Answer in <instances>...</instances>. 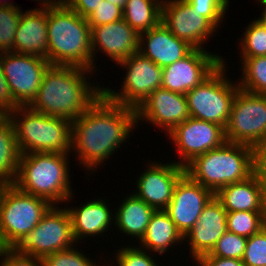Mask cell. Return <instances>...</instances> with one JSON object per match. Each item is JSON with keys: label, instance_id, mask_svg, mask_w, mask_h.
Here are the masks:
<instances>
[{"label": "cell", "instance_id": "1", "mask_svg": "<svg viewBox=\"0 0 266 266\" xmlns=\"http://www.w3.org/2000/svg\"><path fill=\"white\" fill-rule=\"evenodd\" d=\"M135 127L136 110L113 103L102 94L72 121L71 153L76 152L84 169L96 172L122 143L127 144Z\"/></svg>", "mask_w": 266, "mask_h": 266}, {"label": "cell", "instance_id": "2", "mask_svg": "<svg viewBox=\"0 0 266 266\" xmlns=\"http://www.w3.org/2000/svg\"><path fill=\"white\" fill-rule=\"evenodd\" d=\"M89 73L91 75L93 71L73 66L51 65L29 107L49 116L73 121L103 94L101 84H92L90 78H87L90 77L87 76Z\"/></svg>", "mask_w": 266, "mask_h": 266}, {"label": "cell", "instance_id": "3", "mask_svg": "<svg viewBox=\"0 0 266 266\" xmlns=\"http://www.w3.org/2000/svg\"><path fill=\"white\" fill-rule=\"evenodd\" d=\"M48 61L93 71L91 27L63 1L48 6Z\"/></svg>", "mask_w": 266, "mask_h": 266}, {"label": "cell", "instance_id": "4", "mask_svg": "<svg viewBox=\"0 0 266 266\" xmlns=\"http://www.w3.org/2000/svg\"><path fill=\"white\" fill-rule=\"evenodd\" d=\"M256 150L225 141L220 147L195 157L185 173L214 195L226 185L246 180L255 172Z\"/></svg>", "mask_w": 266, "mask_h": 266}, {"label": "cell", "instance_id": "5", "mask_svg": "<svg viewBox=\"0 0 266 266\" xmlns=\"http://www.w3.org/2000/svg\"><path fill=\"white\" fill-rule=\"evenodd\" d=\"M69 154H21L17 177L13 185L23 192L48 200L52 205L71 201Z\"/></svg>", "mask_w": 266, "mask_h": 266}, {"label": "cell", "instance_id": "6", "mask_svg": "<svg viewBox=\"0 0 266 266\" xmlns=\"http://www.w3.org/2000/svg\"><path fill=\"white\" fill-rule=\"evenodd\" d=\"M8 117L14 125L21 154L71 152L72 121L20 106Z\"/></svg>", "mask_w": 266, "mask_h": 266}, {"label": "cell", "instance_id": "7", "mask_svg": "<svg viewBox=\"0 0 266 266\" xmlns=\"http://www.w3.org/2000/svg\"><path fill=\"white\" fill-rule=\"evenodd\" d=\"M226 62L223 59V63L208 78L185 94L191 118L219 124L224 129L239 89L237 80L230 81L225 74L228 70Z\"/></svg>", "mask_w": 266, "mask_h": 266}, {"label": "cell", "instance_id": "8", "mask_svg": "<svg viewBox=\"0 0 266 266\" xmlns=\"http://www.w3.org/2000/svg\"><path fill=\"white\" fill-rule=\"evenodd\" d=\"M52 204L41 197L5 185L0 193V230L6 244L13 249L31 232Z\"/></svg>", "mask_w": 266, "mask_h": 266}, {"label": "cell", "instance_id": "9", "mask_svg": "<svg viewBox=\"0 0 266 266\" xmlns=\"http://www.w3.org/2000/svg\"><path fill=\"white\" fill-rule=\"evenodd\" d=\"M225 139L251 146L256 151L266 143V95L238 89L225 128Z\"/></svg>", "mask_w": 266, "mask_h": 266}, {"label": "cell", "instance_id": "10", "mask_svg": "<svg viewBox=\"0 0 266 266\" xmlns=\"http://www.w3.org/2000/svg\"><path fill=\"white\" fill-rule=\"evenodd\" d=\"M76 244L68 210L52 205L37 226L13 248L16 252L43 259Z\"/></svg>", "mask_w": 266, "mask_h": 266}, {"label": "cell", "instance_id": "11", "mask_svg": "<svg viewBox=\"0 0 266 266\" xmlns=\"http://www.w3.org/2000/svg\"><path fill=\"white\" fill-rule=\"evenodd\" d=\"M126 74L121 91L103 85V95L113 103L137 109L143 101L162 85V68L140 52L117 63Z\"/></svg>", "mask_w": 266, "mask_h": 266}, {"label": "cell", "instance_id": "12", "mask_svg": "<svg viewBox=\"0 0 266 266\" xmlns=\"http://www.w3.org/2000/svg\"><path fill=\"white\" fill-rule=\"evenodd\" d=\"M0 62L16 103L19 106H29L35 99L43 76L51 64L44 57L12 51L0 53Z\"/></svg>", "mask_w": 266, "mask_h": 266}, {"label": "cell", "instance_id": "13", "mask_svg": "<svg viewBox=\"0 0 266 266\" xmlns=\"http://www.w3.org/2000/svg\"><path fill=\"white\" fill-rule=\"evenodd\" d=\"M180 156L175 163L185 167L195 157L220 147L225 141V129L219 124L188 118L167 135Z\"/></svg>", "mask_w": 266, "mask_h": 266}, {"label": "cell", "instance_id": "14", "mask_svg": "<svg viewBox=\"0 0 266 266\" xmlns=\"http://www.w3.org/2000/svg\"><path fill=\"white\" fill-rule=\"evenodd\" d=\"M223 59L207 49L194 48L186 57L162 68L161 87L185 95L208 78Z\"/></svg>", "mask_w": 266, "mask_h": 266}, {"label": "cell", "instance_id": "15", "mask_svg": "<svg viewBox=\"0 0 266 266\" xmlns=\"http://www.w3.org/2000/svg\"><path fill=\"white\" fill-rule=\"evenodd\" d=\"M161 22L177 38L188 42L196 49H206V44L218 29L186 0H163Z\"/></svg>", "mask_w": 266, "mask_h": 266}, {"label": "cell", "instance_id": "16", "mask_svg": "<svg viewBox=\"0 0 266 266\" xmlns=\"http://www.w3.org/2000/svg\"><path fill=\"white\" fill-rule=\"evenodd\" d=\"M149 161L144 172L138 175L135 183L137 190L132 193L155 210H165L172 199L176 183L185 174V167L174 160L171 163Z\"/></svg>", "mask_w": 266, "mask_h": 266}, {"label": "cell", "instance_id": "17", "mask_svg": "<svg viewBox=\"0 0 266 266\" xmlns=\"http://www.w3.org/2000/svg\"><path fill=\"white\" fill-rule=\"evenodd\" d=\"M190 118L186 95L164 88L154 90L136 109V123H152L166 135L178 124Z\"/></svg>", "mask_w": 266, "mask_h": 266}, {"label": "cell", "instance_id": "18", "mask_svg": "<svg viewBox=\"0 0 266 266\" xmlns=\"http://www.w3.org/2000/svg\"><path fill=\"white\" fill-rule=\"evenodd\" d=\"M214 194L186 173L178 180L173 196L165 211L184 236L197 222L204 206Z\"/></svg>", "mask_w": 266, "mask_h": 266}, {"label": "cell", "instance_id": "19", "mask_svg": "<svg viewBox=\"0 0 266 266\" xmlns=\"http://www.w3.org/2000/svg\"><path fill=\"white\" fill-rule=\"evenodd\" d=\"M91 46L93 71L95 72L97 69V61L95 60V58L97 59V51L106 54L110 60L112 59L117 64L139 52V33L122 18L115 22L92 27Z\"/></svg>", "mask_w": 266, "mask_h": 266}, {"label": "cell", "instance_id": "20", "mask_svg": "<svg viewBox=\"0 0 266 266\" xmlns=\"http://www.w3.org/2000/svg\"><path fill=\"white\" fill-rule=\"evenodd\" d=\"M226 231L227 211L213 196L204 206L198 222L183 236V242L189 243V254L193 262L210 253Z\"/></svg>", "mask_w": 266, "mask_h": 266}, {"label": "cell", "instance_id": "21", "mask_svg": "<svg viewBox=\"0 0 266 266\" xmlns=\"http://www.w3.org/2000/svg\"><path fill=\"white\" fill-rule=\"evenodd\" d=\"M193 49L188 42L173 35L162 22L139 34V52L161 68L186 57Z\"/></svg>", "mask_w": 266, "mask_h": 266}, {"label": "cell", "instance_id": "22", "mask_svg": "<svg viewBox=\"0 0 266 266\" xmlns=\"http://www.w3.org/2000/svg\"><path fill=\"white\" fill-rule=\"evenodd\" d=\"M95 198L89 200L86 203L79 205V207H66L72 221V233L76 243L79 244L80 240L89 237L100 238L103 235L111 231V225L114 224L115 213L110 210V207L105 199ZM113 212V213H112Z\"/></svg>", "mask_w": 266, "mask_h": 266}, {"label": "cell", "instance_id": "23", "mask_svg": "<svg viewBox=\"0 0 266 266\" xmlns=\"http://www.w3.org/2000/svg\"><path fill=\"white\" fill-rule=\"evenodd\" d=\"M48 7L23 12L16 30L12 52L38 55L48 60Z\"/></svg>", "mask_w": 266, "mask_h": 266}, {"label": "cell", "instance_id": "24", "mask_svg": "<svg viewBox=\"0 0 266 266\" xmlns=\"http://www.w3.org/2000/svg\"><path fill=\"white\" fill-rule=\"evenodd\" d=\"M214 196L227 212H266L261 182L255 172L244 181L226 185Z\"/></svg>", "mask_w": 266, "mask_h": 266}, {"label": "cell", "instance_id": "25", "mask_svg": "<svg viewBox=\"0 0 266 266\" xmlns=\"http://www.w3.org/2000/svg\"><path fill=\"white\" fill-rule=\"evenodd\" d=\"M117 210L115 208L114 226L118 231L140 241L145 235L150 218L155 209L139 199L134 193L128 194ZM130 236V237H129Z\"/></svg>", "mask_w": 266, "mask_h": 266}, {"label": "cell", "instance_id": "26", "mask_svg": "<svg viewBox=\"0 0 266 266\" xmlns=\"http://www.w3.org/2000/svg\"><path fill=\"white\" fill-rule=\"evenodd\" d=\"M178 243H183V236L176 229L168 213L165 210H155L145 235L138 243L139 247L154 253V256L156 254L162 256L168 250L170 251V247H176Z\"/></svg>", "mask_w": 266, "mask_h": 266}, {"label": "cell", "instance_id": "27", "mask_svg": "<svg viewBox=\"0 0 266 266\" xmlns=\"http://www.w3.org/2000/svg\"><path fill=\"white\" fill-rule=\"evenodd\" d=\"M20 156L14 125L7 116L0 122V182L4 185L14 184Z\"/></svg>", "mask_w": 266, "mask_h": 266}, {"label": "cell", "instance_id": "28", "mask_svg": "<svg viewBox=\"0 0 266 266\" xmlns=\"http://www.w3.org/2000/svg\"><path fill=\"white\" fill-rule=\"evenodd\" d=\"M163 0H128L123 19L137 32L148 31L161 23Z\"/></svg>", "mask_w": 266, "mask_h": 266}, {"label": "cell", "instance_id": "29", "mask_svg": "<svg viewBox=\"0 0 266 266\" xmlns=\"http://www.w3.org/2000/svg\"><path fill=\"white\" fill-rule=\"evenodd\" d=\"M240 61L242 73L237 81L239 88L266 95V56L241 58Z\"/></svg>", "mask_w": 266, "mask_h": 266}, {"label": "cell", "instance_id": "30", "mask_svg": "<svg viewBox=\"0 0 266 266\" xmlns=\"http://www.w3.org/2000/svg\"><path fill=\"white\" fill-rule=\"evenodd\" d=\"M21 15L22 9L17 4L8 0L0 1V53L13 51Z\"/></svg>", "mask_w": 266, "mask_h": 266}, {"label": "cell", "instance_id": "31", "mask_svg": "<svg viewBox=\"0 0 266 266\" xmlns=\"http://www.w3.org/2000/svg\"><path fill=\"white\" fill-rule=\"evenodd\" d=\"M245 28L239 39L240 58L266 56V27L263 23L255 18Z\"/></svg>", "mask_w": 266, "mask_h": 266}, {"label": "cell", "instance_id": "32", "mask_svg": "<svg viewBox=\"0 0 266 266\" xmlns=\"http://www.w3.org/2000/svg\"><path fill=\"white\" fill-rule=\"evenodd\" d=\"M266 226V212H227V231L250 237Z\"/></svg>", "mask_w": 266, "mask_h": 266}, {"label": "cell", "instance_id": "33", "mask_svg": "<svg viewBox=\"0 0 266 266\" xmlns=\"http://www.w3.org/2000/svg\"><path fill=\"white\" fill-rule=\"evenodd\" d=\"M247 237L226 231L209 253L222 258L241 259L244 256Z\"/></svg>", "mask_w": 266, "mask_h": 266}, {"label": "cell", "instance_id": "34", "mask_svg": "<svg viewBox=\"0 0 266 266\" xmlns=\"http://www.w3.org/2000/svg\"><path fill=\"white\" fill-rule=\"evenodd\" d=\"M76 245L78 244L45 256L42 259L45 266H100L96 265L95 260L93 261L89 256L83 254L84 251L78 250Z\"/></svg>", "mask_w": 266, "mask_h": 266}, {"label": "cell", "instance_id": "35", "mask_svg": "<svg viewBox=\"0 0 266 266\" xmlns=\"http://www.w3.org/2000/svg\"><path fill=\"white\" fill-rule=\"evenodd\" d=\"M122 247V248H121ZM117 249V252H114L113 258L115 259V264L117 266H158L159 263L157 260L153 259L154 256L149 254L148 250L136 246H121ZM152 255V256H151ZM156 261V262H155ZM158 263V264H157Z\"/></svg>", "mask_w": 266, "mask_h": 266}, {"label": "cell", "instance_id": "36", "mask_svg": "<svg viewBox=\"0 0 266 266\" xmlns=\"http://www.w3.org/2000/svg\"><path fill=\"white\" fill-rule=\"evenodd\" d=\"M193 11L207 18L217 29L224 21L230 4L226 0H186Z\"/></svg>", "mask_w": 266, "mask_h": 266}, {"label": "cell", "instance_id": "37", "mask_svg": "<svg viewBox=\"0 0 266 266\" xmlns=\"http://www.w3.org/2000/svg\"><path fill=\"white\" fill-rule=\"evenodd\" d=\"M242 262L245 266H266V226L247 238Z\"/></svg>", "mask_w": 266, "mask_h": 266}, {"label": "cell", "instance_id": "38", "mask_svg": "<svg viewBox=\"0 0 266 266\" xmlns=\"http://www.w3.org/2000/svg\"><path fill=\"white\" fill-rule=\"evenodd\" d=\"M123 18V9L115 4H111L107 0L100 2L96 10L91 13L87 18L89 26L104 25L111 22L118 21Z\"/></svg>", "mask_w": 266, "mask_h": 266}, {"label": "cell", "instance_id": "39", "mask_svg": "<svg viewBox=\"0 0 266 266\" xmlns=\"http://www.w3.org/2000/svg\"><path fill=\"white\" fill-rule=\"evenodd\" d=\"M0 266H45L40 258H34L10 249L0 262Z\"/></svg>", "mask_w": 266, "mask_h": 266}, {"label": "cell", "instance_id": "40", "mask_svg": "<svg viewBox=\"0 0 266 266\" xmlns=\"http://www.w3.org/2000/svg\"><path fill=\"white\" fill-rule=\"evenodd\" d=\"M20 107L9 88L7 80L2 72L1 62H0V108L9 115L12 111Z\"/></svg>", "mask_w": 266, "mask_h": 266}, {"label": "cell", "instance_id": "41", "mask_svg": "<svg viewBox=\"0 0 266 266\" xmlns=\"http://www.w3.org/2000/svg\"><path fill=\"white\" fill-rule=\"evenodd\" d=\"M69 8L73 9L83 18L93 13L103 0H62Z\"/></svg>", "mask_w": 266, "mask_h": 266}, {"label": "cell", "instance_id": "42", "mask_svg": "<svg viewBox=\"0 0 266 266\" xmlns=\"http://www.w3.org/2000/svg\"><path fill=\"white\" fill-rule=\"evenodd\" d=\"M196 266H245L241 259L222 258L212 256L209 253L203 255L198 261L195 262Z\"/></svg>", "mask_w": 266, "mask_h": 266}, {"label": "cell", "instance_id": "43", "mask_svg": "<svg viewBox=\"0 0 266 266\" xmlns=\"http://www.w3.org/2000/svg\"><path fill=\"white\" fill-rule=\"evenodd\" d=\"M255 169H266V143L256 151Z\"/></svg>", "mask_w": 266, "mask_h": 266}, {"label": "cell", "instance_id": "44", "mask_svg": "<svg viewBox=\"0 0 266 266\" xmlns=\"http://www.w3.org/2000/svg\"><path fill=\"white\" fill-rule=\"evenodd\" d=\"M255 173L258 175L260 179L263 197L266 203V169H255Z\"/></svg>", "mask_w": 266, "mask_h": 266}, {"label": "cell", "instance_id": "45", "mask_svg": "<svg viewBox=\"0 0 266 266\" xmlns=\"http://www.w3.org/2000/svg\"><path fill=\"white\" fill-rule=\"evenodd\" d=\"M11 248L6 244L0 230V262Z\"/></svg>", "mask_w": 266, "mask_h": 266}, {"label": "cell", "instance_id": "46", "mask_svg": "<svg viewBox=\"0 0 266 266\" xmlns=\"http://www.w3.org/2000/svg\"><path fill=\"white\" fill-rule=\"evenodd\" d=\"M35 1L41 2L40 5H42V7H48L57 4L62 0H35Z\"/></svg>", "mask_w": 266, "mask_h": 266}, {"label": "cell", "instance_id": "47", "mask_svg": "<svg viewBox=\"0 0 266 266\" xmlns=\"http://www.w3.org/2000/svg\"><path fill=\"white\" fill-rule=\"evenodd\" d=\"M261 7L263 5L262 13L258 19L263 23V25L266 27V3H261Z\"/></svg>", "mask_w": 266, "mask_h": 266}, {"label": "cell", "instance_id": "48", "mask_svg": "<svg viewBox=\"0 0 266 266\" xmlns=\"http://www.w3.org/2000/svg\"><path fill=\"white\" fill-rule=\"evenodd\" d=\"M107 1L123 9L128 0H107Z\"/></svg>", "mask_w": 266, "mask_h": 266}, {"label": "cell", "instance_id": "49", "mask_svg": "<svg viewBox=\"0 0 266 266\" xmlns=\"http://www.w3.org/2000/svg\"><path fill=\"white\" fill-rule=\"evenodd\" d=\"M8 115L0 108V122L6 118Z\"/></svg>", "mask_w": 266, "mask_h": 266}, {"label": "cell", "instance_id": "50", "mask_svg": "<svg viewBox=\"0 0 266 266\" xmlns=\"http://www.w3.org/2000/svg\"><path fill=\"white\" fill-rule=\"evenodd\" d=\"M258 1V3H266V0H256V2Z\"/></svg>", "mask_w": 266, "mask_h": 266}, {"label": "cell", "instance_id": "51", "mask_svg": "<svg viewBox=\"0 0 266 266\" xmlns=\"http://www.w3.org/2000/svg\"><path fill=\"white\" fill-rule=\"evenodd\" d=\"M5 185L2 183V182H0V193H1V190H2V188L4 187Z\"/></svg>", "mask_w": 266, "mask_h": 266}]
</instances>
